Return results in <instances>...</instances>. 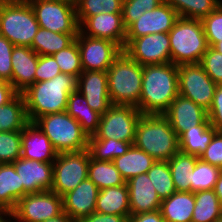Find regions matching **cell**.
<instances>
[{
	"mask_svg": "<svg viewBox=\"0 0 222 222\" xmlns=\"http://www.w3.org/2000/svg\"><path fill=\"white\" fill-rule=\"evenodd\" d=\"M29 123L22 93L0 106V132L22 131Z\"/></svg>",
	"mask_w": 222,
	"mask_h": 222,
	"instance_id": "obj_29",
	"label": "cell"
},
{
	"mask_svg": "<svg viewBox=\"0 0 222 222\" xmlns=\"http://www.w3.org/2000/svg\"><path fill=\"white\" fill-rule=\"evenodd\" d=\"M61 73L53 55H39L35 73V82L51 80Z\"/></svg>",
	"mask_w": 222,
	"mask_h": 222,
	"instance_id": "obj_45",
	"label": "cell"
},
{
	"mask_svg": "<svg viewBox=\"0 0 222 222\" xmlns=\"http://www.w3.org/2000/svg\"><path fill=\"white\" fill-rule=\"evenodd\" d=\"M216 83L198 64H182L178 66V93L192 100L205 111H209Z\"/></svg>",
	"mask_w": 222,
	"mask_h": 222,
	"instance_id": "obj_11",
	"label": "cell"
},
{
	"mask_svg": "<svg viewBox=\"0 0 222 222\" xmlns=\"http://www.w3.org/2000/svg\"><path fill=\"white\" fill-rule=\"evenodd\" d=\"M199 64L217 85H222V54L220 52L209 46Z\"/></svg>",
	"mask_w": 222,
	"mask_h": 222,
	"instance_id": "obj_44",
	"label": "cell"
},
{
	"mask_svg": "<svg viewBox=\"0 0 222 222\" xmlns=\"http://www.w3.org/2000/svg\"><path fill=\"white\" fill-rule=\"evenodd\" d=\"M77 44L83 71H107L121 55L123 48L107 39L94 38L78 32Z\"/></svg>",
	"mask_w": 222,
	"mask_h": 222,
	"instance_id": "obj_13",
	"label": "cell"
},
{
	"mask_svg": "<svg viewBox=\"0 0 222 222\" xmlns=\"http://www.w3.org/2000/svg\"><path fill=\"white\" fill-rule=\"evenodd\" d=\"M23 197V185L12 163L0 164V204L12 211Z\"/></svg>",
	"mask_w": 222,
	"mask_h": 222,
	"instance_id": "obj_28",
	"label": "cell"
},
{
	"mask_svg": "<svg viewBox=\"0 0 222 222\" xmlns=\"http://www.w3.org/2000/svg\"><path fill=\"white\" fill-rule=\"evenodd\" d=\"M22 131L0 132V164L13 163L22 155Z\"/></svg>",
	"mask_w": 222,
	"mask_h": 222,
	"instance_id": "obj_41",
	"label": "cell"
},
{
	"mask_svg": "<svg viewBox=\"0 0 222 222\" xmlns=\"http://www.w3.org/2000/svg\"><path fill=\"white\" fill-rule=\"evenodd\" d=\"M163 115L169 120L171 127L178 136L200 124H210L207 111L181 95L172 101Z\"/></svg>",
	"mask_w": 222,
	"mask_h": 222,
	"instance_id": "obj_19",
	"label": "cell"
},
{
	"mask_svg": "<svg viewBox=\"0 0 222 222\" xmlns=\"http://www.w3.org/2000/svg\"><path fill=\"white\" fill-rule=\"evenodd\" d=\"M164 0H126L122 3V17L127 29L146 11H151L162 4Z\"/></svg>",
	"mask_w": 222,
	"mask_h": 222,
	"instance_id": "obj_42",
	"label": "cell"
},
{
	"mask_svg": "<svg viewBox=\"0 0 222 222\" xmlns=\"http://www.w3.org/2000/svg\"><path fill=\"white\" fill-rule=\"evenodd\" d=\"M0 222H13L12 211L6 210L5 212L0 213Z\"/></svg>",
	"mask_w": 222,
	"mask_h": 222,
	"instance_id": "obj_54",
	"label": "cell"
},
{
	"mask_svg": "<svg viewBox=\"0 0 222 222\" xmlns=\"http://www.w3.org/2000/svg\"><path fill=\"white\" fill-rule=\"evenodd\" d=\"M213 48L222 54V41L217 42Z\"/></svg>",
	"mask_w": 222,
	"mask_h": 222,
	"instance_id": "obj_55",
	"label": "cell"
},
{
	"mask_svg": "<svg viewBox=\"0 0 222 222\" xmlns=\"http://www.w3.org/2000/svg\"><path fill=\"white\" fill-rule=\"evenodd\" d=\"M216 132L210 124H200L182 132L178 136L180 152L199 157L206 151Z\"/></svg>",
	"mask_w": 222,
	"mask_h": 222,
	"instance_id": "obj_30",
	"label": "cell"
},
{
	"mask_svg": "<svg viewBox=\"0 0 222 222\" xmlns=\"http://www.w3.org/2000/svg\"><path fill=\"white\" fill-rule=\"evenodd\" d=\"M215 222H222V217L216 220Z\"/></svg>",
	"mask_w": 222,
	"mask_h": 222,
	"instance_id": "obj_57",
	"label": "cell"
},
{
	"mask_svg": "<svg viewBox=\"0 0 222 222\" xmlns=\"http://www.w3.org/2000/svg\"><path fill=\"white\" fill-rule=\"evenodd\" d=\"M141 115L137 107L112 104L101 115L98 130L89 140L116 139L134 144Z\"/></svg>",
	"mask_w": 222,
	"mask_h": 222,
	"instance_id": "obj_8",
	"label": "cell"
},
{
	"mask_svg": "<svg viewBox=\"0 0 222 222\" xmlns=\"http://www.w3.org/2000/svg\"><path fill=\"white\" fill-rule=\"evenodd\" d=\"M214 191H215V193L222 205V169H221L220 174L218 176V180L215 184Z\"/></svg>",
	"mask_w": 222,
	"mask_h": 222,
	"instance_id": "obj_52",
	"label": "cell"
},
{
	"mask_svg": "<svg viewBox=\"0 0 222 222\" xmlns=\"http://www.w3.org/2000/svg\"><path fill=\"white\" fill-rule=\"evenodd\" d=\"M14 45L5 37L0 35V80L12 84L11 54Z\"/></svg>",
	"mask_w": 222,
	"mask_h": 222,
	"instance_id": "obj_46",
	"label": "cell"
},
{
	"mask_svg": "<svg viewBox=\"0 0 222 222\" xmlns=\"http://www.w3.org/2000/svg\"><path fill=\"white\" fill-rule=\"evenodd\" d=\"M6 209L0 204V213L5 212Z\"/></svg>",
	"mask_w": 222,
	"mask_h": 222,
	"instance_id": "obj_56",
	"label": "cell"
},
{
	"mask_svg": "<svg viewBox=\"0 0 222 222\" xmlns=\"http://www.w3.org/2000/svg\"><path fill=\"white\" fill-rule=\"evenodd\" d=\"M39 24L31 5L23 0H0V35L14 46L31 47Z\"/></svg>",
	"mask_w": 222,
	"mask_h": 222,
	"instance_id": "obj_6",
	"label": "cell"
},
{
	"mask_svg": "<svg viewBox=\"0 0 222 222\" xmlns=\"http://www.w3.org/2000/svg\"><path fill=\"white\" fill-rule=\"evenodd\" d=\"M111 104L137 107L142 91L143 66L124 51L107 70Z\"/></svg>",
	"mask_w": 222,
	"mask_h": 222,
	"instance_id": "obj_5",
	"label": "cell"
},
{
	"mask_svg": "<svg viewBox=\"0 0 222 222\" xmlns=\"http://www.w3.org/2000/svg\"><path fill=\"white\" fill-rule=\"evenodd\" d=\"M194 197L191 222H215L222 217V205L214 189L194 192Z\"/></svg>",
	"mask_w": 222,
	"mask_h": 222,
	"instance_id": "obj_33",
	"label": "cell"
},
{
	"mask_svg": "<svg viewBox=\"0 0 222 222\" xmlns=\"http://www.w3.org/2000/svg\"><path fill=\"white\" fill-rule=\"evenodd\" d=\"M61 73L70 74L76 78L83 72L80 50L75 39L69 46L53 54Z\"/></svg>",
	"mask_w": 222,
	"mask_h": 222,
	"instance_id": "obj_40",
	"label": "cell"
},
{
	"mask_svg": "<svg viewBox=\"0 0 222 222\" xmlns=\"http://www.w3.org/2000/svg\"><path fill=\"white\" fill-rule=\"evenodd\" d=\"M99 189L89 178L83 180L63 198V212L78 222L81 218L95 212Z\"/></svg>",
	"mask_w": 222,
	"mask_h": 222,
	"instance_id": "obj_20",
	"label": "cell"
},
{
	"mask_svg": "<svg viewBox=\"0 0 222 222\" xmlns=\"http://www.w3.org/2000/svg\"><path fill=\"white\" fill-rule=\"evenodd\" d=\"M179 17L200 19L208 16L221 3V0H164Z\"/></svg>",
	"mask_w": 222,
	"mask_h": 222,
	"instance_id": "obj_35",
	"label": "cell"
},
{
	"mask_svg": "<svg viewBox=\"0 0 222 222\" xmlns=\"http://www.w3.org/2000/svg\"><path fill=\"white\" fill-rule=\"evenodd\" d=\"M77 90V78L59 73L51 80L35 82L22 95L30 122L48 114L65 112L68 97Z\"/></svg>",
	"mask_w": 222,
	"mask_h": 222,
	"instance_id": "obj_2",
	"label": "cell"
},
{
	"mask_svg": "<svg viewBox=\"0 0 222 222\" xmlns=\"http://www.w3.org/2000/svg\"><path fill=\"white\" fill-rule=\"evenodd\" d=\"M203 162L222 169V132H216L206 151L199 156Z\"/></svg>",
	"mask_w": 222,
	"mask_h": 222,
	"instance_id": "obj_47",
	"label": "cell"
},
{
	"mask_svg": "<svg viewBox=\"0 0 222 222\" xmlns=\"http://www.w3.org/2000/svg\"><path fill=\"white\" fill-rule=\"evenodd\" d=\"M78 222H129V217L93 212L91 215L81 218Z\"/></svg>",
	"mask_w": 222,
	"mask_h": 222,
	"instance_id": "obj_49",
	"label": "cell"
},
{
	"mask_svg": "<svg viewBox=\"0 0 222 222\" xmlns=\"http://www.w3.org/2000/svg\"><path fill=\"white\" fill-rule=\"evenodd\" d=\"M123 51L142 66L171 62L169 34L164 32L134 38Z\"/></svg>",
	"mask_w": 222,
	"mask_h": 222,
	"instance_id": "obj_14",
	"label": "cell"
},
{
	"mask_svg": "<svg viewBox=\"0 0 222 222\" xmlns=\"http://www.w3.org/2000/svg\"><path fill=\"white\" fill-rule=\"evenodd\" d=\"M199 157L177 152L168 160L172 180L176 191L191 192L192 171Z\"/></svg>",
	"mask_w": 222,
	"mask_h": 222,
	"instance_id": "obj_31",
	"label": "cell"
},
{
	"mask_svg": "<svg viewBox=\"0 0 222 222\" xmlns=\"http://www.w3.org/2000/svg\"><path fill=\"white\" fill-rule=\"evenodd\" d=\"M208 46L213 47L222 41V3L202 20Z\"/></svg>",
	"mask_w": 222,
	"mask_h": 222,
	"instance_id": "obj_43",
	"label": "cell"
},
{
	"mask_svg": "<svg viewBox=\"0 0 222 222\" xmlns=\"http://www.w3.org/2000/svg\"><path fill=\"white\" fill-rule=\"evenodd\" d=\"M134 145L156 161H168L180 151L179 138L163 114H142Z\"/></svg>",
	"mask_w": 222,
	"mask_h": 222,
	"instance_id": "obj_3",
	"label": "cell"
},
{
	"mask_svg": "<svg viewBox=\"0 0 222 222\" xmlns=\"http://www.w3.org/2000/svg\"><path fill=\"white\" fill-rule=\"evenodd\" d=\"M44 222H76L73 220L70 216H68L65 212L62 214L58 215L57 217L48 219Z\"/></svg>",
	"mask_w": 222,
	"mask_h": 222,
	"instance_id": "obj_53",
	"label": "cell"
},
{
	"mask_svg": "<svg viewBox=\"0 0 222 222\" xmlns=\"http://www.w3.org/2000/svg\"><path fill=\"white\" fill-rule=\"evenodd\" d=\"M88 178L99 190L126 184L125 179L112 161H98L91 157L88 167Z\"/></svg>",
	"mask_w": 222,
	"mask_h": 222,
	"instance_id": "obj_34",
	"label": "cell"
},
{
	"mask_svg": "<svg viewBox=\"0 0 222 222\" xmlns=\"http://www.w3.org/2000/svg\"><path fill=\"white\" fill-rule=\"evenodd\" d=\"M126 183L131 215L160 210L162 200L158 196L147 173L134 176Z\"/></svg>",
	"mask_w": 222,
	"mask_h": 222,
	"instance_id": "obj_21",
	"label": "cell"
},
{
	"mask_svg": "<svg viewBox=\"0 0 222 222\" xmlns=\"http://www.w3.org/2000/svg\"><path fill=\"white\" fill-rule=\"evenodd\" d=\"M179 18L177 12L165 1L151 11H146L126 29L125 47L134 39L153 33H168Z\"/></svg>",
	"mask_w": 222,
	"mask_h": 222,
	"instance_id": "obj_15",
	"label": "cell"
},
{
	"mask_svg": "<svg viewBox=\"0 0 222 222\" xmlns=\"http://www.w3.org/2000/svg\"><path fill=\"white\" fill-rule=\"evenodd\" d=\"M129 222H167L160 210L130 215Z\"/></svg>",
	"mask_w": 222,
	"mask_h": 222,
	"instance_id": "obj_50",
	"label": "cell"
},
{
	"mask_svg": "<svg viewBox=\"0 0 222 222\" xmlns=\"http://www.w3.org/2000/svg\"><path fill=\"white\" fill-rule=\"evenodd\" d=\"M14 165L23 185V197L26 194L50 191L53 184V163L18 158Z\"/></svg>",
	"mask_w": 222,
	"mask_h": 222,
	"instance_id": "obj_16",
	"label": "cell"
},
{
	"mask_svg": "<svg viewBox=\"0 0 222 222\" xmlns=\"http://www.w3.org/2000/svg\"><path fill=\"white\" fill-rule=\"evenodd\" d=\"M77 35L78 33H56L39 27L31 48L38 55H53L69 46Z\"/></svg>",
	"mask_w": 222,
	"mask_h": 222,
	"instance_id": "obj_32",
	"label": "cell"
},
{
	"mask_svg": "<svg viewBox=\"0 0 222 222\" xmlns=\"http://www.w3.org/2000/svg\"><path fill=\"white\" fill-rule=\"evenodd\" d=\"M120 0H75L79 26L90 16L100 13H122Z\"/></svg>",
	"mask_w": 222,
	"mask_h": 222,
	"instance_id": "obj_36",
	"label": "cell"
},
{
	"mask_svg": "<svg viewBox=\"0 0 222 222\" xmlns=\"http://www.w3.org/2000/svg\"><path fill=\"white\" fill-rule=\"evenodd\" d=\"M77 90L100 115L112 105L108 93L107 71H83L77 78Z\"/></svg>",
	"mask_w": 222,
	"mask_h": 222,
	"instance_id": "obj_18",
	"label": "cell"
},
{
	"mask_svg": "<svg viewBox=\"0 0 222 222\" xmlns=\"http://www.w3.org/2000/svg\"><path fill=\"white\" fill-rule=\"evenodd\" d=\"M66 112L81 125L88 137L97 132L101 115L88 105L78 90L69 95Z\"/></svg>",
	"mask_w": 222,
	"mask_h": 222,
	"instance_id": "obj_26",
	"label": "cell"
},
{
	"mask_svg": "<svg viewBox=\"0 0 222 222\" xmlns=\"http://www.w3.org/2000/svg\"><path fill=\"white\" fill-rule=\"evenodd\" d=\"M208 114L210 125L222 132V85H216L213 101Z\"/></svg>",
	"mask_w": 222,
	"mask_h": 222,
	"instance_id": "obj_48",
	"label": "cell"
},
{
	"mask_svg": "<svg viewBox=\"0 0 222 222\" xmlns=\"http://www.w3.org/2000/svg\"><path fill=\"white\" fill-rule=\"evenodd\" d=\"M178 93V66L170 63L143 66L138 110L142 114H164Z\"/></svg>",
	"mask_w": 222,
	"mask_h": 222,
	"instance_id": "obj_1",
	"label": "cell"
},
{
	"mask_svg": "<svg viewBox=\"0 0 222 222\" xmlns=\"http://www.w3.org/2000/svg\"><path fill=\"white\" fill-rule=\"evenodd\" d=\"M90 152L87 149L76 152H63L53 162L52 192L59 196L75 189L88 178Z\"/></svg>",
	"mask_w": 222,
	"mask_h": 222,
	"instance_id": "obj_10",
	"label": "cell"
},
{
	"mask_svg": "<svg viewBox=\"0 0 222 222\" xmlns=\"http://www.w3.org/2000/svg\"><path fill=\"white\" fill-rule=\"evenodd\" d=\"M63 213V198L55 192L26 194L12 210L13 222H44Z\"/></svg>",
	"mask_w": 222,
	"mask_h": 222,
	"instance_id": "obj_12",
	"label": "cell"
},
{
	"mask_svg": "<svg viewBox=\"0 0 222 222\" xmlns=\"http://www.w3.org/2000/svg\"><path fill=\"white\" fill-rule=\"evenodd\" d=\"M79 31L90 37L110 40L125 48L126 28L122 13L90 16L79 26Z\"/></svg>",
	"mask_w": 222,
	"mask_h": 222,
	"instance_id": "obj_17",
	"label": "cell"
},
{
	"mask_svg": "<svg viewBox=\"0 0 222 222\" xmlns=\"http://www.w3.org/2000/svg\"><path fill=\"white\" fill-rule=\"evenodd\" d=\"M39 55L28 46H14L11 54L12 86L18 93L35 83Z\"/></svg>",
	"mask_w": 222,
	"mask_h": 222,
	"instance_id": "obj_22",
	"label": "cell"
},
{
	"mask_svg": "<svg viewBox=\"0 0 222 222\" xmlns=\"http://www.w3.org/2000/svg\"><path fill=\"white\" fill-rule=\"evenodd\" d=\"M39 27L56 33H78L75 0L29 1Z\"/></svg>",
	"mask_w": 222,
	"mask_h": 222,
	"instance_id": "obj_9",
	"label": "cell"
},
{
	"mask_svg": "<svg viewBox=\"0 0 222 222\" xmlns=\"http://www.w3.org/2000/svg\"><path fill=\"white\" fill-rule=\"evenodd\" d=\"M221 169L198 159L192 171L191 192L214 189Z\"/></svg>",
	"mask_w": 222,
	"mask_h": 222,
	"instance_id": "obj_39",
	"label": "cell"
},
{
	"mask_svg": "<svg viewBox=\"0 0 222 222\" xmlns=\"http://www.w3.org/2000/svg\"><path fill=\"white\" fill-rule=\"evenodd\" d=\"M131 145L132 143L116 139L89 140L88 150L95 160L112 161L126 153Z\"/></svg>",
	"mask_w": 222,
	"mask_h": 222,
	"instance_id": "obj_37",
	"label": "cell"
},
{
	"mask_svg": "<svg viewBox=\"0 0 222 222\" xmlns=\"http://www.w3.org/2000/svg\"><path fill=\"white\" fill-rule=\"evenodd\" d=\"M17 94L10 82L0 80V106L11 101Z\"/></svg>",
	"mask_w": 222,
	"mask_h": 222,
	"instance_id": "obj_51",
	"label": "cell"
},
{
	"mask_svg": "<svg viewBox=\"0 0 222 222\" xmlns=\"http://www.w3.org/2000/svg\"><path fill=\"white\" fill-rule=\"evenodd\" d=\"M155 161L156 160L150 155L136 147L134 144H132L129 150L122 156L112 160L116 169L120 172L126 182L134 176L147 173Z\"/></svg>",
	"mask_w": 222,
	"mask_h": 222,
	"instance_id": "obj_27",
	"label": "cell"
},
{
	"mask_svg": "<svg viewBox=\"0 0 222 222\" xmlns=\"http://www.w3.org/2000/svg\"><path fill=\"white\" fill-rule=\"evenodd\" d=\"M95 212L130 217V201L127 183L99 190Z\"/></svg>",
	"mask_w": 222,
	"mask_h": 222,
	"instance_id": "obj_24",
	"label": "cell"
},
{
	"mask_svg": "<svg viewBox=\"0 0 222 222\" xmlns=\"http://www.w3.org/2000/svg\"><path fill=\"white\" fill-rule=\"evenodd\" d=\"M194 207V192L176 191L162 200L160 211L167 222H191Z\"/></svg>",
	"mask_w": 222,
	"mask_h": 222,
	"instance_id": "obj_25",
	"label": "cell"
},
{
	"mask_svg": "<svg viewBox=\"0 0 222 222\" xmlns=\"http://www.w3.org/2000/svg\"><path fill=\"white\" fill-rule=\"evenodd\" d=\"M34 123L51 141L58 154L88 148L89 137L66 111L44 115L37 118Z\"/></svg>",
	"mask_w": 222,
	"mask_h": 222,
	"instance_id": "obj_7",
	"label": "cell"
},
{
	"mask_svg": "<svg viewBox=\"0 0 222 222\" xmlns=\"http://www.w3.org/2000/svg\"><path fill=\"white\" fill-rule=\"evenodd\" d=\"M168 34L173 64L200 63L209 47L200 19L179 17Z\"/></svg>",
	"mask_w": 222,
	"mask_h": 222,
	"instance_id": "obj_4",
	"label": "cell"
},
{
	"mask_svg": "<svg viewBox=\"0 0 222 222\" xmlns=\"http://www.w3.org/2000/svg\"><path fill=\"white\" fill-rule=\"evenodd\" d=\"M147 175L161 200L176 192L168 161H155Z\"/></svg>",
	"mask_w": 222,
	"mask_h": 222,
	"instance_id": "obj_38",
	"label": "cell"
},
{
	"mask_svg": "<svg viewBox=\"0 0 222 222\" xmlns=\"http://www.w3.org/2000/svg\"><path fill=\"white\" fill-rule=\"evenodd\" d=\"M21 144V157L28 160L53 163L58 154L51 141L34 122H30L22 130Z\"/></svg>",
	"mask_w": 222,
	"mask_h": 222,
	"instance_id": "obj_23",
	"label": "cell"
}]
</instances>
